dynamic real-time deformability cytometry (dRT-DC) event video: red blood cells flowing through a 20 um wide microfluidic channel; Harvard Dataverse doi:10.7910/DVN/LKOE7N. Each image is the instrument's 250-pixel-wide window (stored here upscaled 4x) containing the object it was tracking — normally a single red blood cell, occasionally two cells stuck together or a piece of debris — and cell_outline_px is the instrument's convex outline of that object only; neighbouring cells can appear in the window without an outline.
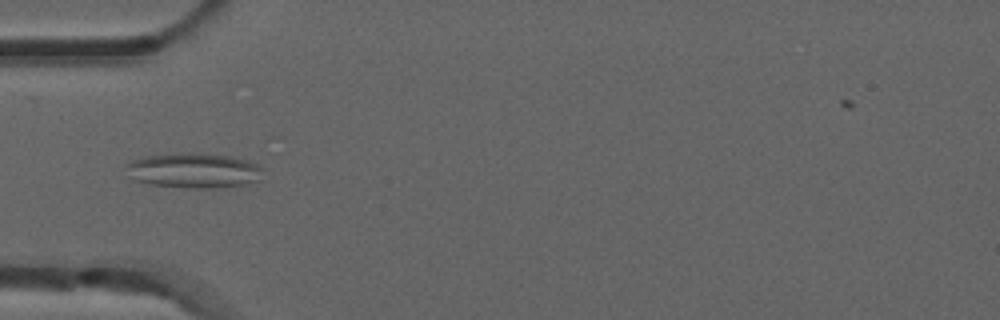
{"species": "common noctule bat (a hibernating species)", "species_latin": "Nyctalus noctula", "temperature_condition": "room temperature", "stored_images_in_passage": 7, "camera_frame_rate_fps": 3000, "um_per_image_px": 0.085, "animal": {"sex": "male", "forearm_length_mm": 52.5}, "frame": {"image": 1, "passage_image": 4, "time_ms": 1.0, "image_size_px": [1000, 320], "cell_outline_px": [[264, 168], [260, 180], [244, 184], [208, 188], [192, 188], [148, 184], [136, 180], [128, 176], [124, 164], [132, 160], [148, 156], [228, 156], [248, 160], [260, 164]], "centroid_in_image_um": [16.5, 14.54], "position_along_channel_um": 68.5, "area_um2": 26.82}}